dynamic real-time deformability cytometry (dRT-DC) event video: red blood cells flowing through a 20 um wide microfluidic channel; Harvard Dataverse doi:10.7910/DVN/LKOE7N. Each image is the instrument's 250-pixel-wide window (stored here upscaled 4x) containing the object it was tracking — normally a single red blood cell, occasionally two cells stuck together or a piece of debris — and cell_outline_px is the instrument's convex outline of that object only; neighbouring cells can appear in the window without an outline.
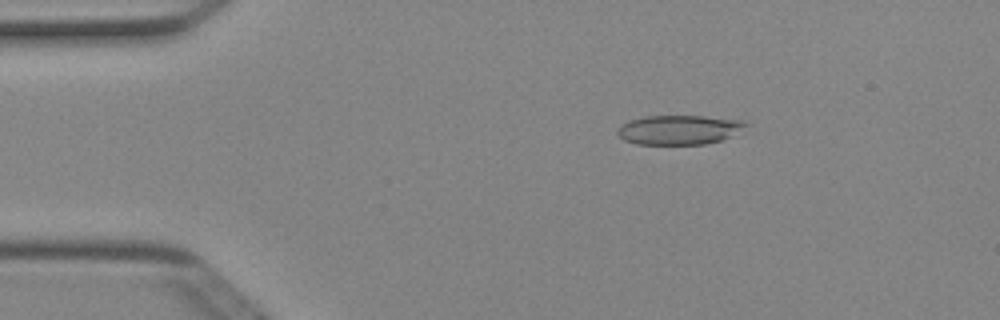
{"species": "Egyptian fruit bat (a non-hibernating species)", "species_latin": "Rousettus aegyptiacus", "temperature_condition": "cold", "stored_images_in_passage": 49, "camera_frame_rate_fps": 3000, "um_per_image_px": 0.085, "animal": {"sex": "female"}, "frame": {"image": 1, "passage_image": 8, "time_ms": 2.333, "image_size_px": [1000, 320], "cell_outline_px": [[752, 124], [732, 136], [724, 140], [704, 144], [636, 144], [624, 140], [616, 132], [616, 128], [620, 124], [628, 120], [648, 116], [704, 116], [744, 120]], "centroid_in_image_um": [57.76, 11.03], "position_along_channel_um": 27.2, "area_um2": 22.37}}
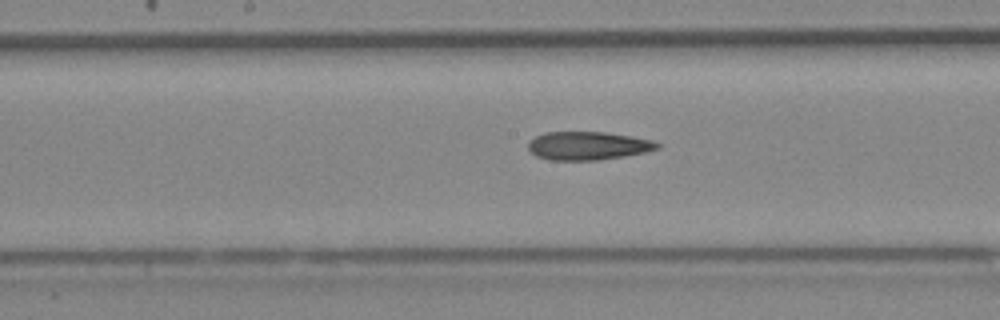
{"frame": {"image": 2, "passage_image": 25, "time_ms": 8.0, "image_size_px": [1000, 320], "cell_outline_px": [[664, 144], [660, 148], [644, 152], [624, 156], [596, 160], [548, 160], [536, 156], [528, 148], [528, 140], [544, 132], [604, 132], [632, 136], [652, 140]], "centroid_in_image_um": [49.98, 12.38], "position_along_channel_um": 198.2, "area_um2": 21.44}}
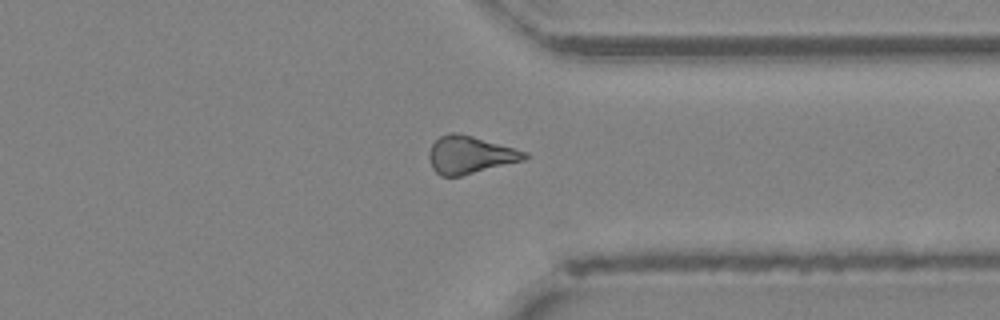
{"frame": {"image": 3, "passage_image": 38, "time_ms": 12.333, "image_size_px": [1000, 320], "cell_outline_px": [[528, 156], [524, 160], [460, 176], [440, 176], [432, 168], [428, 156], [428, 152], [432, 144], [440, 136], [448, 132], [456, 132], [472, 136], [528, 152]], "centroid_in_image_um": [39.92, 13.16], "position_along_channel_um": 371.5, "area_um2": 20.81}}